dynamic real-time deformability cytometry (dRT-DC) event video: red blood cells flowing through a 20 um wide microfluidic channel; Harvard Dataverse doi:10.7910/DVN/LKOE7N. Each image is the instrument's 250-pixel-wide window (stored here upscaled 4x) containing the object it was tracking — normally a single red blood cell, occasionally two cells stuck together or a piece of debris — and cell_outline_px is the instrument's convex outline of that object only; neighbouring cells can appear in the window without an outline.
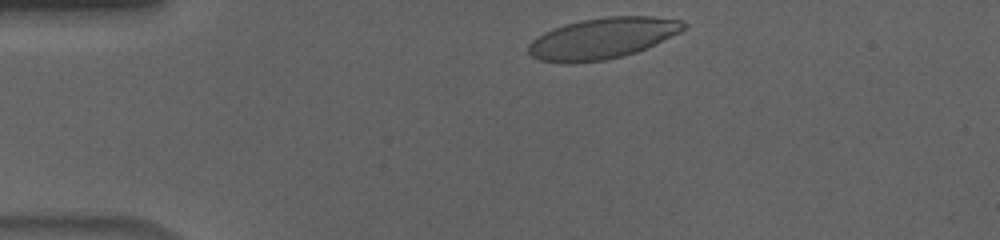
{"species": "human", "species_latin": "Homo sapiens", "temperature_condition": "cold", "stored_images_in_passage": 38, "camera_frame_rate_fps": 3000, "um_per_image_px": 0.085, "donor": {"sex": "male"}, "frame": {"image": 1, "passage_image": 2, "time_ms": 0.333, "image_size_px": [1000, 240], "cell_outline_px": [[688, 28], [680, 32], [636, 52], [624, 56], [604, 60], [564, 64], [540, 60], [532, 56], [528, 52], [528, 44], [536, 36], [544, 32], [564, 24], [580, 20], [604, 16], [652, 16], [684, 20], [688, 24]], "centroid_in_image_um": [51.21, 3.24], "position_along_channel_um": 33.8, "area_um2": 37.4}}
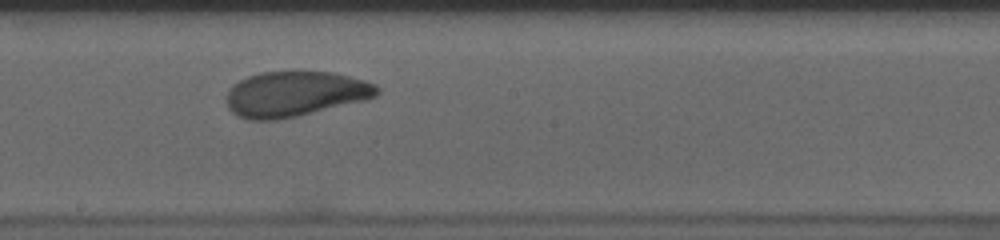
{"frame": {"image": 2, "passage_image": 22, "time_ms": 7.0, "image_size_px": [1000, 240], "cell_outline_px": [[380, 92], [376, 96], [364, 100], [296, 116], [276, 120], [248, 120], [232, 112], [228, 108], [228, 88], [240, 80], [248, 76], [260, 72], [332, 72], [364, 80], [376, 84], [380, 88]], "centroid_in_image_um": [25.08, 7.98], "position_along_channel_um": 223.1, "area_um2": 39.36}}
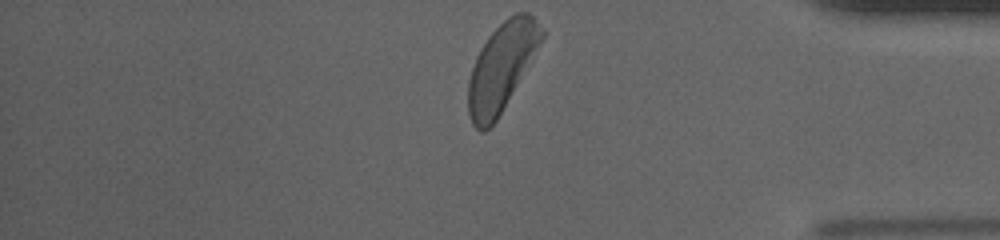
{"frame": {"image": 3, "passage_image": 38, "time_ms": 12.333, "image_size_px": [1000, 240], "cell_outline_px": [[544, 36], [496, 120], [484, 132], [480, 132], [472, 124], [468, 112], [468, 80], [476, 56], [480, 48], [488, 36], [508, 16], [516, 12], [528, 12], [532, 16], [544, 32]], "centroid_in_image_um": [42.59, 5.69], "position_along_channel_um": 392.6, "area_um2": 36.65}, "authors_computed_cell_mechanics": {"area_um2": 38.9283, "velocity_mm_per_s": 3.6041, "shape_relaxation_time_tau1_ms": 3.1755, "shape_relaxation_time_tau2_ms": 1.1759, "deformation_change_tau1": 0.1396, "deformation_change_tau2": 0.0639}}